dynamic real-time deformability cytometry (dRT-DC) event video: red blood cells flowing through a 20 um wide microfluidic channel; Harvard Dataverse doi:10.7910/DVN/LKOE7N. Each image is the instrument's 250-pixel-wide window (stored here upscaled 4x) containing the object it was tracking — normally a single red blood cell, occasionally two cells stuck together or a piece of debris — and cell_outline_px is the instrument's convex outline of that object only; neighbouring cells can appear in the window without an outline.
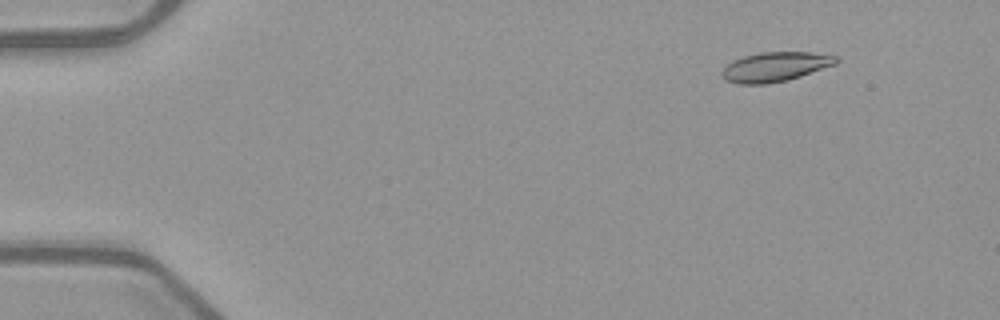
{"species": "common noctule bat (a hibernating species)", "species_latin": "Nyctalus noctula", "temperature_condition": "warm", "stored_images_in_passage": 52, "camera_frame_rate_fps": 3000, "um_per_image_px": 0.085, "animal": {"sex": "female", "body_mass_g": 21.9}, "frame": {"image": 1, "passage_image": 6, "time_ms": 1.667, "image_size_px": [1000, 320], "cell_outline_px": [[840, 60], [836, 64], [788, 80], [764, 84], [740, 84], [724, 80], [720, 72], [728, 64], [744, 56], [760, 52], [812, 52], [840, 56]], "centroid_in_image_um": [65.93, 5.67], "position_along_channel_um": 19.1, "area_um2": 19.65}}
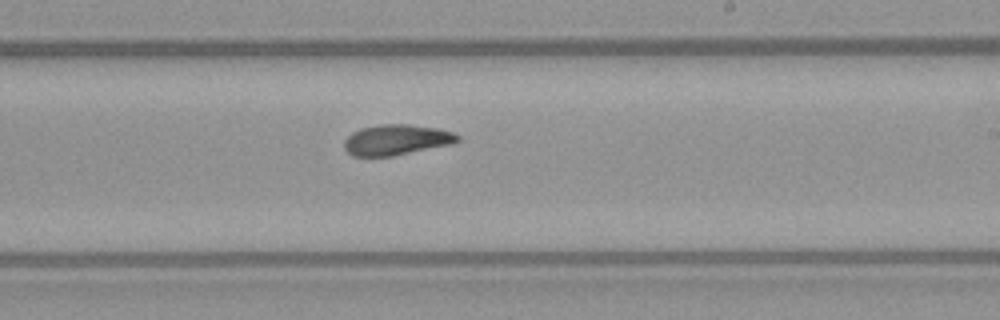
{"frame": {"image": 2, "passage_image": 32, "time_ms": 10.333, "image_size_px": [1000, 320], "cell_outline_px": [[460, 140], [452, 144], [392, 156], [352, 156], [344, 148], [344, 140], [352, 132], [360, 128], [380, 124], [408, 124], [440, 128], [452, 132], [460, 136]], "centroid_in_image_um": [33.7, 11.87], "position_along_channel_um": 255.3, "area_um2": 20.29}}
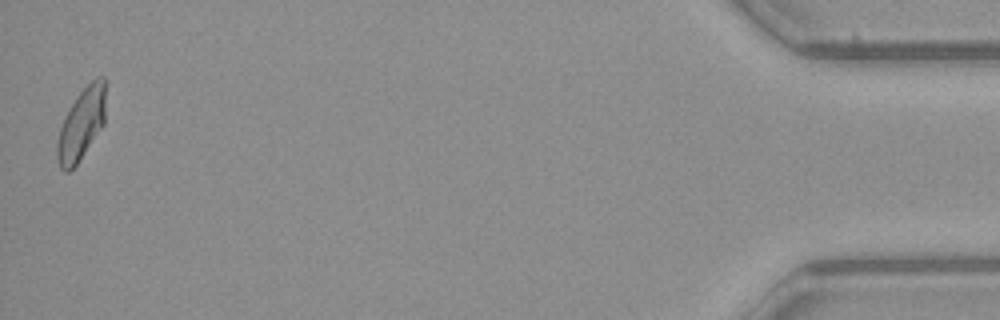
{"frame": {"image": 3, "passage_image": 52, "time_ms": 17.0, "image_size_px": [1000, 320], "cell_outline_px": [[104, 124], [76, 164], [68, 172], [64, 172], [60, 168], [56, 156], [56, 140], [60, 128], [76, 96], [96, 76], [104, 76]], "centroid_in_image_um": [6.89, 10.57], "position_along_channel_um": 428.3, "area_um2": 19.77}, "authors_computed_cell_mechanics": {"area_um2": 20.0566, "velocity_mm_per_s": 3.9842, "shape_relaxation_time_tau1_ms": null, "shape_relaxation_time_tau2_ms": 2.9859, "deformation_change_tau1": null, "deformation_change_tau2": 0.0906}}